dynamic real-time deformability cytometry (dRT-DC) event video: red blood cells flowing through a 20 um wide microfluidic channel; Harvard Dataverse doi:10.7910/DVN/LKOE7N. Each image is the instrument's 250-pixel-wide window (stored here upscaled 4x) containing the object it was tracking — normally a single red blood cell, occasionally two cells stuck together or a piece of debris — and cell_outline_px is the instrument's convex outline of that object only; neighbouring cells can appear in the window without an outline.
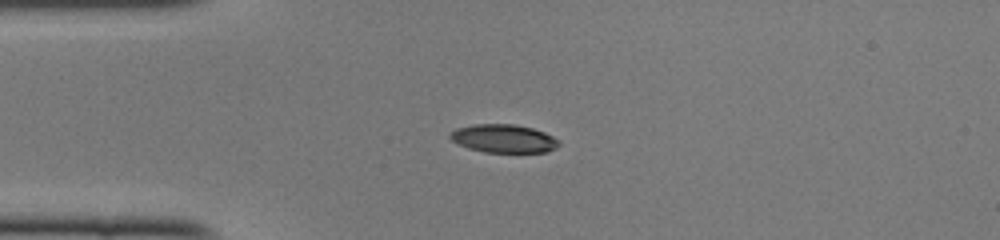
{"species": "common noctule bat (a hibernating species)", "species_latin": "Nyctalus noctula", "temperature_condition": "cold", "stored_images_in_passage": 33, "camera_frame_rate_fps": 3000, "um_per_image_px": 0.085, "animal": {"sex": "female", "body_mass_g": 22.0, "forearm_length_mm": 56.7}, "frame": {"image": 1, "passage_image": 1, "time_ms": 0.0, "image_size_px": [1000, 240], "cell_outline_px": [[560, 144], [556, 148], [544, 152], [484, 152], [468, 148], [456, 144], [448, 136], [448, 132], [456, 128], [476, 124], [512, 124], [532, 128], [544, 132], [560, 140]], "centroid_in_image_um": [42.77, 11.77], "position_along_channel_um": 42.2, "area_um2": 18.03}}
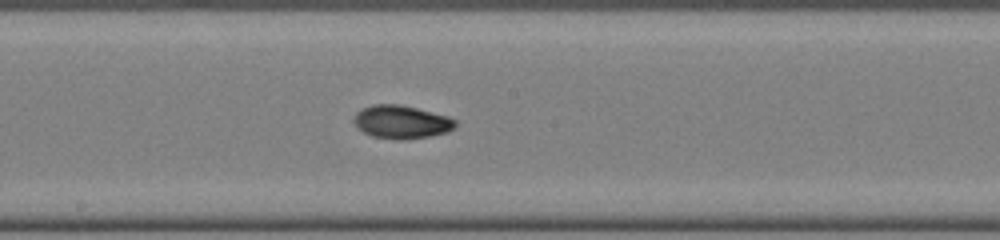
{"frame": {"image": 2, "passage_image": 15, "time_ms": 4.667, "image_size_px": [1000, 240], "cell_outline_px": [[456, 124], [448, 132], [428, 136], [404, 140], [396, 140], [372, 136], [356, 128], [352, 120], [356, 112], [372, 104], [400, 104], [448, 116], [456, 120]], "centroid_in_image_um": [34.08, 10.37], "position_along_channel_um": 214.1, "area_um2": 19.71}}
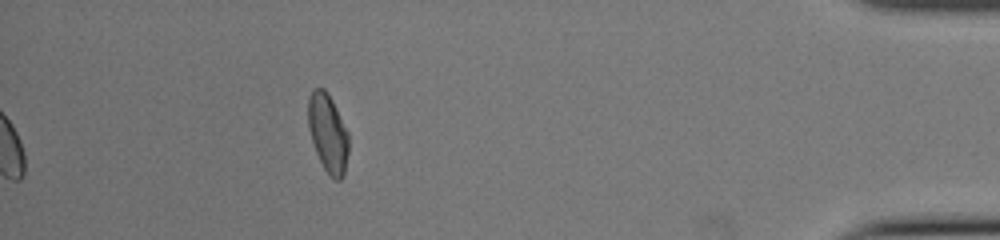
{"frame": {"image": 3, "passage_image": 33, "time_ms": 10.667, "image_size_px": [1000, 240], "cell_outline_px": [[348, 152], [344, 176], [340, 180], [336, 180], [324, 168], [316, 152], [308, 128], [308, 96], [312, 88], [324, 88], [328, 92], [348, 132]], "centroid_in_image_um": [27.86, 11.27], "position_along_channel_um": 407.3, "area_um2": 18.44}, "authors_computed_cell_mechanics": {"area_um2": 18.4382, "velocity_mm_per_s": 4.1017, "shape_relaxation_time_tau1_ms": 7.2612, "shape_relaxation_time_tau2_ms": 2.4188, "deformation_change_tau1": 0.2228, "deformation_change_tau2": 0.0601}}